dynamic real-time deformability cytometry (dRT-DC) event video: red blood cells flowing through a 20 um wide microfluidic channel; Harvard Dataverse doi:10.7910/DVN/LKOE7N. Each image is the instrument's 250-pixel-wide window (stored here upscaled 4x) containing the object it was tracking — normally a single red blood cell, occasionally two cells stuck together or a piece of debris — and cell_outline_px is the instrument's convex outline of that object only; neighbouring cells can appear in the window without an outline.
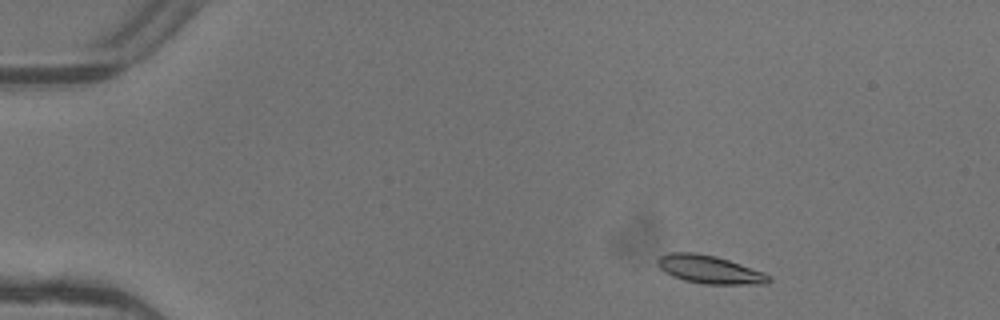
{"species": "common noctule bat (a hibernating species)", "species_latin": "Nyctalus noctula", "temperature_condition": "warm", "stored_images_in_passage": 4, "camera_frame_rate_fps": 3000, "um_per_image_px": 0.085, "animal": {"sex": "female"}, "frame": {"image": 1, "passage_image": 1, "time_ms": 0.0, "image_size_px": [1000, 320], "cell_outline_px": [[772, 280], [768, 284], [704, 284], [684, 280], [672, 276], [664, 272], [660, 268], [656, 260], [660, 256], [672, 252], [692, 252], [716, 256], [764, 272]], "centroid_in_image_um": [60.3, 22.91], "position_along_channel_um": 24.7, "area_um2": 18.15}}
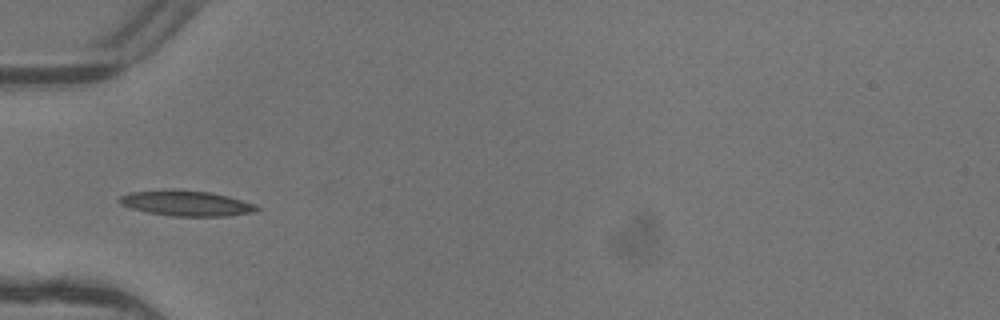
{"frame": {"image": 2, "passage_image": 4, "time_ms": 1.0, "image_size_px": [1000, 320], "cell_outline_px": [[260, 208], [252, 212], [228, 216], [172, 216], [148, 212], [132, 208], [120, 204], [116, 200], [120, 196], [132, 192], [172, 188], [208, 192], [228, 196], [252, 204]], "centroid_in_image_um": [15.76, 17.26], "position_along_channel_um": 69.2, "area_um2": 20.23}}